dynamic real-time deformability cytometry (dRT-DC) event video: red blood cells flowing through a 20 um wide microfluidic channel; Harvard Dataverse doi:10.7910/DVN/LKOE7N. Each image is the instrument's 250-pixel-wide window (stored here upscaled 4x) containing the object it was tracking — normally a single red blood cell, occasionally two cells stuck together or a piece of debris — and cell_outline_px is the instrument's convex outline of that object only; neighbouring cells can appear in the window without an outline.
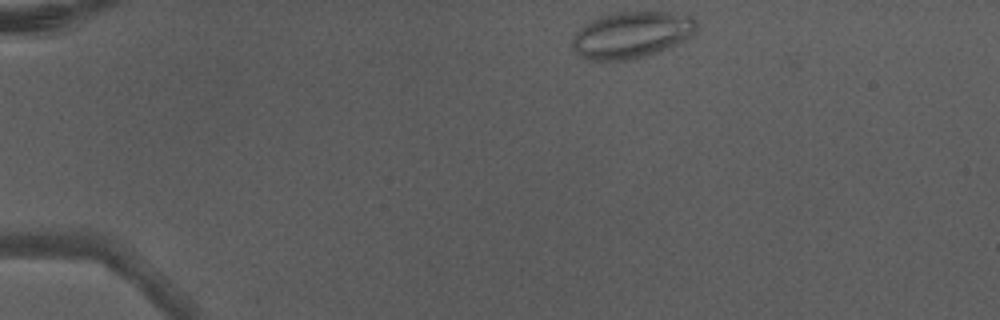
{"species": "Egyptian fruit bat (a non-hibernating species)", "species_latin": "Rousettus aegyptiacus", "temperature_condition": "warm", "stored_images_in_passage": 4, "camera_frame_rate_fps": 3000, "um_per_image_px": 0.085, "animal": {"sex": "male"}, "frame": {"image": 1, "passage_image": 1, "time_ms": 0.0, "image_size_px": [1000, 320], "cell_outline_px": [[696, 32], [684, 40], [676, 44], [656, 52], [644, 56], [628, 60], [588, 60], [580, 56], [572, 48], [572, 36], [580, 28], [592, 20], [616, 12], [668, 12], [692, 16], [696, 20]], "centroid_in_image_um": [53.67, 2.96], "position_along_channel_um": 31.3, "area_um2": 33.41}}